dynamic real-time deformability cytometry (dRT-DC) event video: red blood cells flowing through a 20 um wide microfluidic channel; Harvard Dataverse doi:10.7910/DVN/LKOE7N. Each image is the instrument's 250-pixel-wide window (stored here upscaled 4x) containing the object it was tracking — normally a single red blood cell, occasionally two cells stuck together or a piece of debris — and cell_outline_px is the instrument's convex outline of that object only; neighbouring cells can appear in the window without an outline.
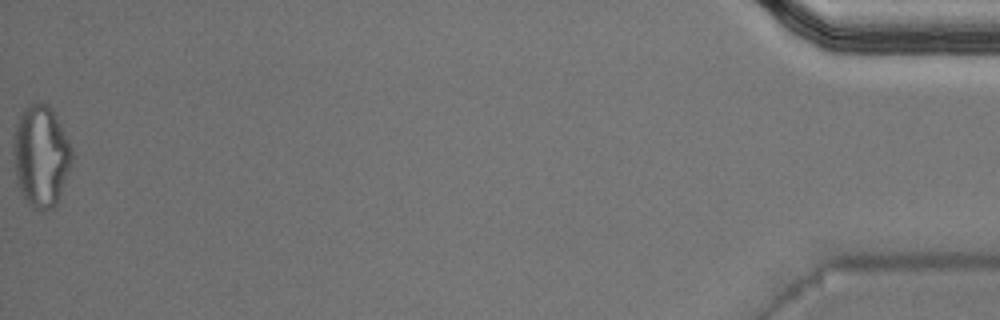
{"species": "Egyptian fruit bat (a non-hibernating species)", "species_latin": "Rousettus aegyptiacus", "temperature_condition": "warm", "stored_images_in_passage": 37, "camera_frame_rate_fps": 3000, "um_per_image_px": 0.085, "animal": {"sex": "male"}, "frame": {"image": 1, "passage_image": 37, "time_ms": 12.0, "image_size_px": [1000, 320], "cell_outline_px": [[72, 160], [60, 196], [56, 204], [48, 208], [36, 208], [28, 204], [20, 188], [16, 176], [12, 152], [12, 148], [16, 124], [24, 108], [28, 104], [48, 104], [68, 140], [72, 148]], "centroid_in_image_um": [3.46, 13.25], "position_along_channel_um": 431.7, "area_um2": 33.87}, "authors_computed_cell_mechanics": {"area_um2": 19.8254, "velocity_mm_per_s": 4.0643, "shape_relaxation_time_tau1_ms": 7.2374, "shape_relaxation_time_tau2_ms": 1.5764, "deformation_change_tau1": 0.2501, "deformation_change_tau2": 0.0878}}